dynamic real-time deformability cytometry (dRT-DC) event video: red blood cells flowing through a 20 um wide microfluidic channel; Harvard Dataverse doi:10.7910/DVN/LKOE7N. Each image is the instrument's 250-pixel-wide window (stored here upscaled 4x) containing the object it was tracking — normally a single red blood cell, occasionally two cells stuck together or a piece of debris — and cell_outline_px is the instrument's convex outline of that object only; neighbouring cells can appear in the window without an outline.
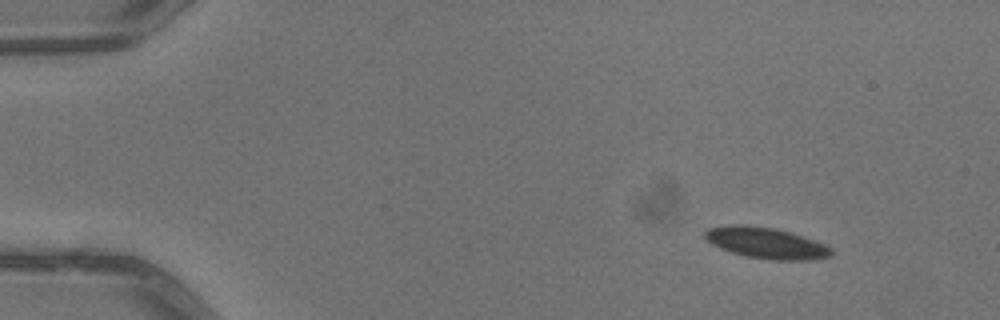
{"species": "common noctule bat (a hibernating species)", "species_latin": "Nyctalus noctula", "temperature_condition": "warm", "stored_images_in_passage": 3, "camera_frame_rate_fps": 3000, "um_per_image_px": 0.085, "animal": {"sex": "male", "body_mass_g": 13.3}, "frame": {"image": 1, "passage_image": 1, "time_ms": 0.0, "image_size_px": [1000, 320], "cell_outline_px": [[832, 256], [812, 260], [772, 260], [744, 256], [720, 248], [712, 244], [704, 236], [704, 232], [708, 228], [732, 224], [772, 228], [788, 232], [824, 244], [832, 248]], "centroid_in_image_um": [65.11, 20.67], "position_along_channel_um": 19.9, "area_um2": 22.54}}
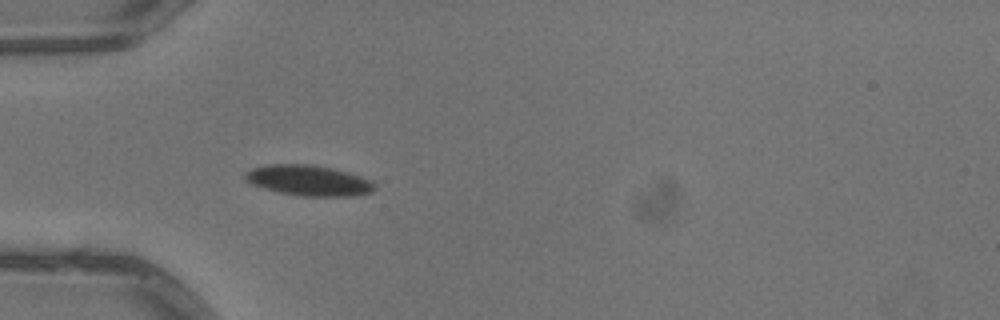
{"frame": {"image": 2, "passage_image": 3, "time_ms": 0.667, "image_size_px": [1000, 320], "cell_outline_px": [[376, 188], [372, 192], [356, 196], [304, 196], [280, 192], [264, 188], [252, 184], [244, 176], [244, 172], [252, 168], [272, 164], [308, 164], [332, 168], [360, 176], [372, 180], [376, 184]], "centroid_in_image_um": [26.28, 15.34], "position_along_channel_um": 58.7, "area_um2": 22.95}}